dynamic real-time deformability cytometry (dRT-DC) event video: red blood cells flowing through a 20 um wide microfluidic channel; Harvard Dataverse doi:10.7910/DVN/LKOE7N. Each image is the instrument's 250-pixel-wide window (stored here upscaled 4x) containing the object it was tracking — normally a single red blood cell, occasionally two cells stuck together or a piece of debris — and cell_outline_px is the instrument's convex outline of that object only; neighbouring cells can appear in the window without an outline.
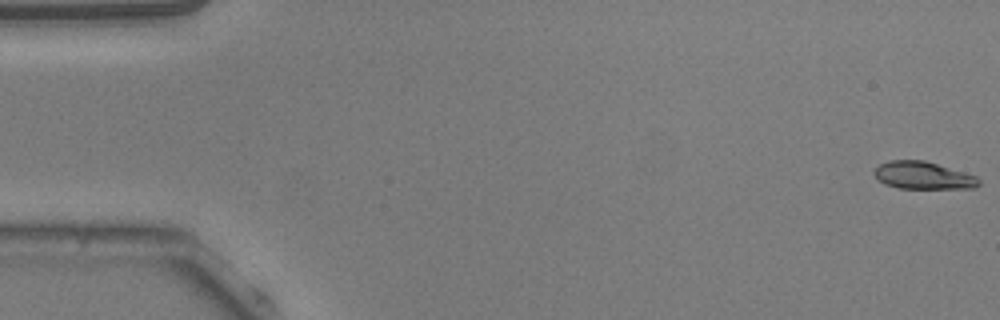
{"species": "common noctule bat (a hibernating species)", "species_latin": "Nyctalus noctula", "temperature_condition": "warm", "stored_images_in_passage": 53, "camera_frame_rate_fps": 3000, "um_per_image_px": 0.085, "animal": {"sex": "male", "body_mass_g": 20.5, "forearm_length_mm": 52.5}, "frame": {"image": 1, "passage_image": 1, "time_ms": 0.0, "image_size_px": [1000, 320], "cell_outline_px": [[980, 184], [976, 188], [896, 188], [884, 184], [872, 172], [880, 164], [888, 160], [924, 160], [976, 176], [980, 180]], "centroid_in_image_um": [78.45, 14.91], "position_along_channel_um": 6.5, "area_um2": 16.65}}
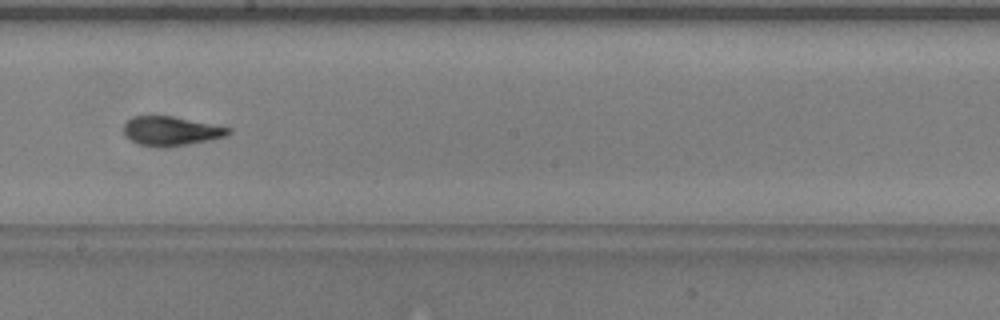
{"frame": {"image": 2, "passage_image": 30, "time_ms": 9.667, "image_size_px": [1000, 320], "cell_outline_px": [[232, 132], [224, 136], [208, 140], [188, 144], [164, 148], [156, 148], [136, 144], [128, 140], [124, 136], [124, 124], [132, 116], [148, 112], [172, 116], [232, 128]], "centroid_in_image_um": [14.42, 11.11], "position_along_channel_um": 233.8, "area_um2": 18.61}}
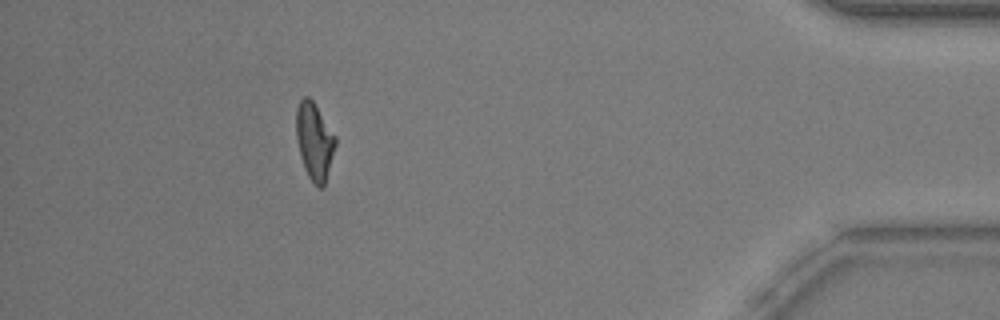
{"frame": {"image": 3, "passage_image": 48, "time_ms": 15.667, "image_size_px": [1000, 320], "cell_outline_px": [[336, 144], [324, 184], [320, 188], [308, 176], [304, 168], [300, 156], [296, 140], [296, 108], [300, 100], [304, 96], [308, 96], [312, 100], [336, 136]], "centroid_in_image_um": [26.7, 11.96], "position_along_channel_um": 408.5, "area_um2": 17.4}, "authors_computed_cell_mechanics": {"area_um2": 17.8024, "velocity_mm_per_s": 3.8332, "shape_relaxation_time_tau1_ms": 6.8613, "shape_relaxation_time_tau2_ms": 1.3842, "deformation_change_tau1": 0.2286, "deformation_change_tau2": 0.0766}}